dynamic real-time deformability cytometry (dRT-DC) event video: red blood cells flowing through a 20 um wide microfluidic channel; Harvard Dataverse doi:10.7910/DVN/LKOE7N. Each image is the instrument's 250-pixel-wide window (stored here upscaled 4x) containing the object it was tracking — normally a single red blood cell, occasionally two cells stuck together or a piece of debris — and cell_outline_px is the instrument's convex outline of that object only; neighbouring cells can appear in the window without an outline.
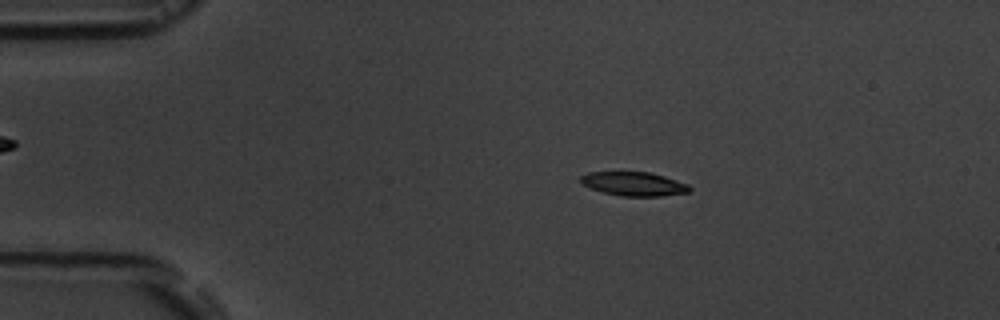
{"species": "common noctule bat (a hibernating species)", "species_latin": "Nyctalus noctula", "temperature_condition": "room temperature", "stored_images_in_passage": 4, "camera_frame_rate_fps": 3000, "um_per_image_px": 0.085, "animal": {"sex": "male", "body_mass_g": 19.5, "forearm_length_mm": 54.6}, "frame": {"image": 1, "passage_image": 3, "time_ms": 2.333, "image_size_px": [1000, 320], "cell_outline_px": [[692, 192], [660, 196], [620, 196], [604, 192], [580, 184], [580, 176], [588, 172], [648, 172], [664, 176], [688, 184], [692, 188]], "centroid_in_image_um": [53.89, 15.63], "position_along_channel_um": 31.1, "area_um2": 15.2}}